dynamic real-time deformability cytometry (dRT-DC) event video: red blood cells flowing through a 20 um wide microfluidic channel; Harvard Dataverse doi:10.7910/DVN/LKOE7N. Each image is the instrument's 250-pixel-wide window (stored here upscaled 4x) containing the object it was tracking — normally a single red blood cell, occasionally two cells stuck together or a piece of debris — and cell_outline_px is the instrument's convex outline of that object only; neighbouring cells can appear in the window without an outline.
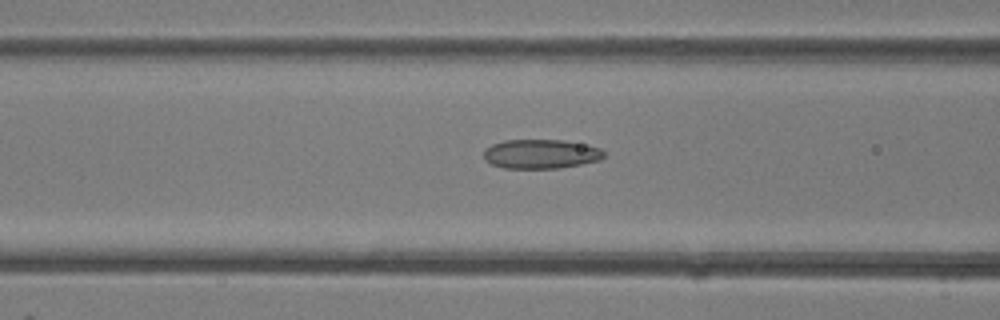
{"species": "common noctule bat (a hibernating species)", "species_latin": "Nyctalus noctula", "temperature_condition": "room temperature", "stored_images_in_passage": 39, "camera_frame_rate_fps": 3000, "um_per_image_px": 0.085, "animal": {"sex": "female"}, "frame": {"image": 1, "passage_image": 16, "time_ms": 5.0, "image_size_px": [1000, 320], "cell_outline_px": [[604, 156], [600, 160], [560, 168], [504, 168], [492, 164], [484, 160], [484, 148], [492, 144], [504, 140], [564, 140], [600, 148], [604, 152]], "centroid_in_image_um": [45.94, 13.08], "position_along_channel_um": 120.7, "area_um2": 20.46}}
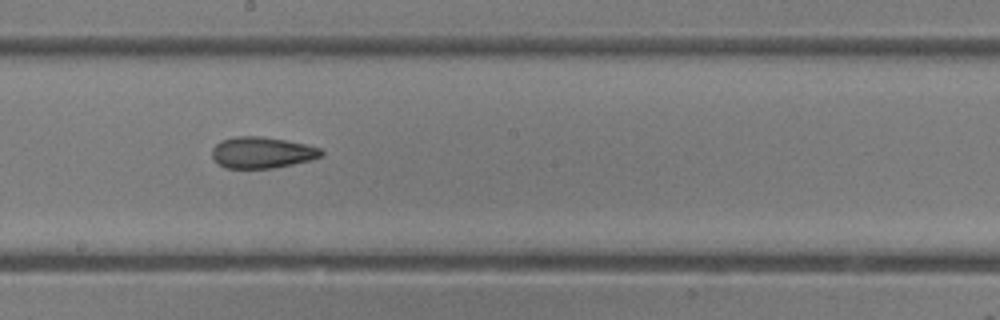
{"frame": {"image": 2, "passage_image": 22, "time_ms": 7.0, "image_size_px": [1000, 320], "cell_outline_px": [[324, 156], [292, 164], [272, 168], [224, 168], [212, 160], [212, 148], [220, 140], [236, 136], [260, 136], [284, 140], [304, 144], [320, 148], [324, 152]], "centroid_in_image_um": [22.22, 12.97], "position_along_channel_um": 226.0, "area_um2": 19.94}}
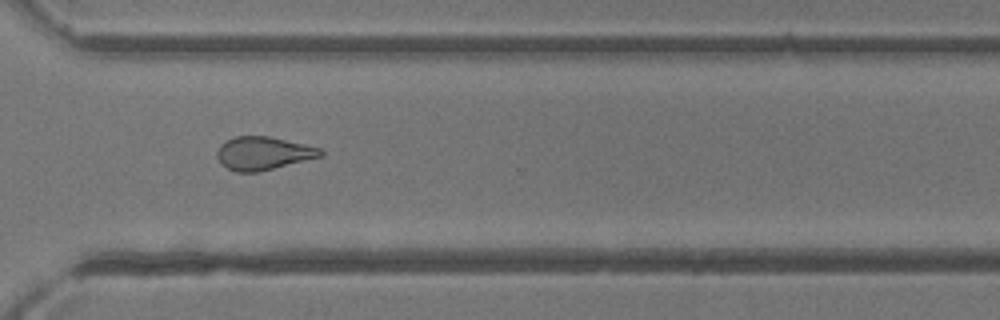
{"frame": {"image": 3, "passage_image": 29, "time_ms": 9.333, "image_size_px": [1000, 320], "cell_outline_px": [[324, 156], [256, 172], [236, 172], [220, 164], [216, 156], [216, 152], [220, 144], [236, 136], [268, 136], [304, 144], [320, 148], [324, 152]], "centroid_in_image_um": [22.36, 13.03], "position_along_channel_um": 348.2, "area_um2": 19.94}}